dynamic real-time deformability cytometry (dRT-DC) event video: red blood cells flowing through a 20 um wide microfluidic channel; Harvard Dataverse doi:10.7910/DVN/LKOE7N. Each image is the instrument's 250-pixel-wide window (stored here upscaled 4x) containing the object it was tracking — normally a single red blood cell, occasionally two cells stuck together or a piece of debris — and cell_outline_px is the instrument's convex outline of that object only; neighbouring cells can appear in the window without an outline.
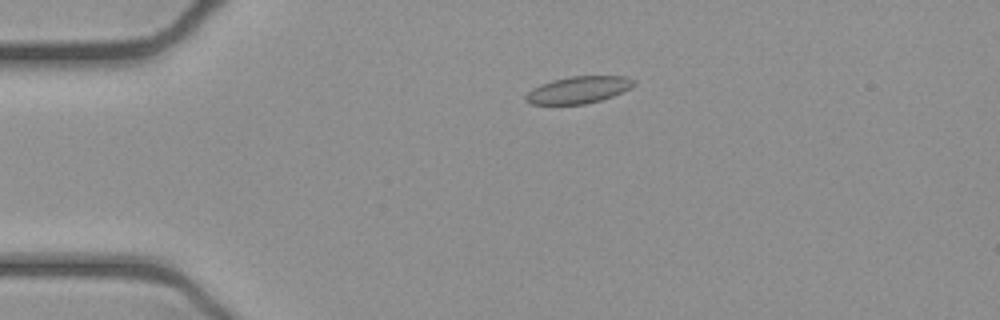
{"species": "common noctule bat (a hibernating species)", "species_latin": "Nyctalus noctula", "temperature_condition": "cold", "stored_images_in_passage": 45, "camera_frame_rate_fps": 3000, "um_per_image_px": 0.085, "animal": {"sex": "female", "body_mass_g": 21.9}, "frame": {"image": 1, "passage_image": 4, "time_ms": 1.0, "image_size_px": [1000, 320], "cell_outline_px": [[636, 84], [632, 88], [612, 96], [600, 100], [584, 104], [532, 104], [524, 100], [524, 96], [532, 88], [540, 84], [552, 80], [572, 76], [628, 76], [636, 80]], "centroid_in_image_um": [49.19, 7.63], "position_along_channel_um": 35.8, "area_um2": 17.11}}
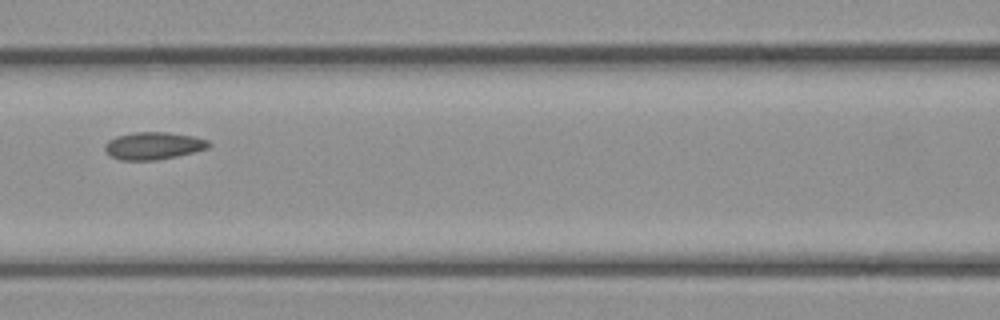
{"frame": {"image": 2, "passage_image": 16, "time_ms": 5.0, "image_size_px": [1000, 320], "cell_outline_px": [[212, 144], [208, 148], [176, 156], [156, 160], [120, 160], [112, 156], [104, 148], [104, 144], [108, 140], [116, 136], [136, 132], [168, 132], [192, 136], [208, 140]], "centroid_in_image_um": [13.04, 12.38], "position_along_channel_um": 153.6, "area_um2": 16.47}}
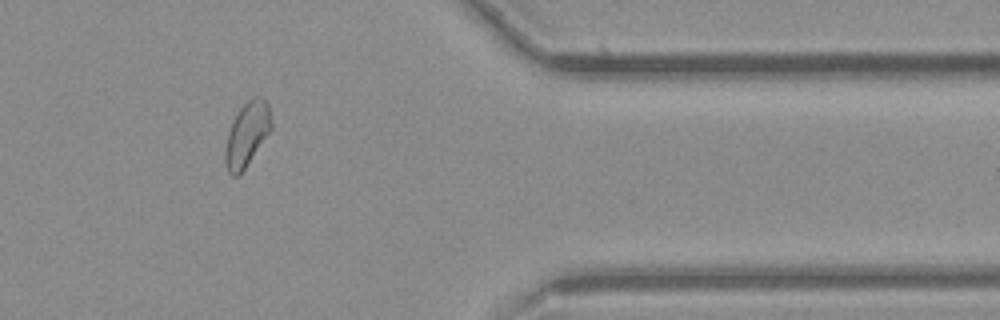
{"frame": {"image": 3, "passage_image": 36, "time_ms": 11.667, "image_size_px": [1000, 320], "cell_outline_px": [[272, 128], [244, 168], [236, 176], [232, 176], [228, 172], [224, 160], [224, 152], [228, 132], [232, 120], [240, 108], [252, 96], [260, 96], [268, 104], [272, 120]], "centroid_in_image_um": [20.98, 11.37], "position_along_channel_um": 390.4, "area_um2": 17.05}}